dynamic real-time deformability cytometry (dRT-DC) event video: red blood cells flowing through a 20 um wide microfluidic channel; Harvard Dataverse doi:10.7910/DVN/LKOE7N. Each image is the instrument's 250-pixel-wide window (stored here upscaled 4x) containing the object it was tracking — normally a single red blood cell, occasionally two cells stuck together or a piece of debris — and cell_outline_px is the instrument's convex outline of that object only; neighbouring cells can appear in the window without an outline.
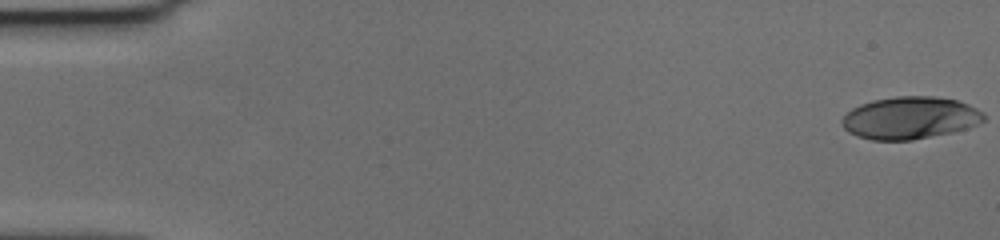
{"species": "human", "species_latin": "Homo sapiens", "temperature_condition": "cold", "stored_images_in_passage": 59, "camera_frame_rate_fps": 3000, "um_per_image_px": 0.085, "donor": {"sex": "female"}, "frame": {"image": 1, "passage_image": 1, "time_ms": 0.0, "image_size_px": [1000, 240], "cell_outline_px": [[984, 120], [968, 128], [952, 132], [912, 140], [872, 140], [856, 136], [848, 132], [844, 128], [840, 120], [852, 108], [860, 104], [872, 100], [896, 96], [936, 96], [956, 100], [968, 104], [984, 112]], "centroid_in_image_um": [77.33, 10.02], "position_along_channel_um": 7.7, "area_um2": 35.08}}
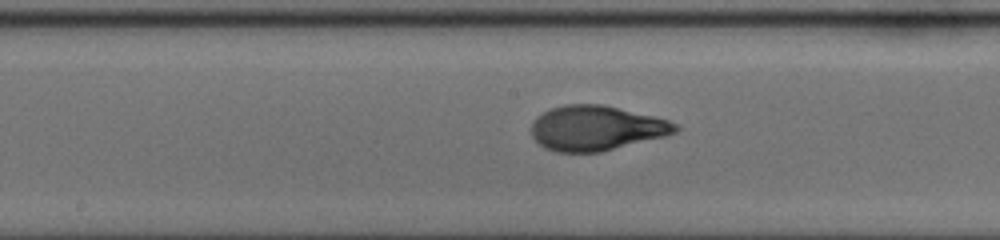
{"frame": {"image": 2, "passage_image": 31, "time_ms": 10.0, "image_size_px": [1000, 240], "cell_outline_px": [[680, 128], [676, 132], [664, 136], [600, 152], [556, 152], [544, 148], [532, 136], [532, 120], [536, 116], [552, 108], [564, 104], [604, 104], [656, 116], [680, 124]], "centroid_in_image_um": [50.69, 10.87], "position_along_channel_um": 197.5, "area_um2": 37.86}}
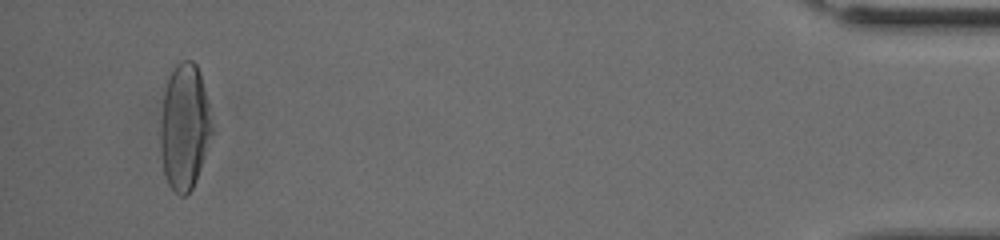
{"frame": {"image": 3, "passage_image": 56, "time_ms": 18.333, "image_size_px": [1000, 240], "cell_outline_px": [[212, 132], [196, 180], [192, 188], [184, 196], [180, 196], [168, 184], [164, 172], [160, 152], [160, 120], [164, 92], [168, 76], [176, 64], [180, 60], [192, 60], [196, 64], [200, 72], [208, 104], [212, 128]], "centroid_in_image_um": [15.65, 10.75], "position_along_channel_um": 419.5, "area_um2": 37.69}, "authors_computed_cell_mechanics": {"area_um2": 37.0498, "velocity_mm_per_s": 3.568, "shape_relaxation_time_tau1_ms": 4.0108, "shape_relaxation_time_tau2_ms": 0.8452, "deformation_change_tau1": 0.2107, "deformation_change_tau2": 0.0561}}